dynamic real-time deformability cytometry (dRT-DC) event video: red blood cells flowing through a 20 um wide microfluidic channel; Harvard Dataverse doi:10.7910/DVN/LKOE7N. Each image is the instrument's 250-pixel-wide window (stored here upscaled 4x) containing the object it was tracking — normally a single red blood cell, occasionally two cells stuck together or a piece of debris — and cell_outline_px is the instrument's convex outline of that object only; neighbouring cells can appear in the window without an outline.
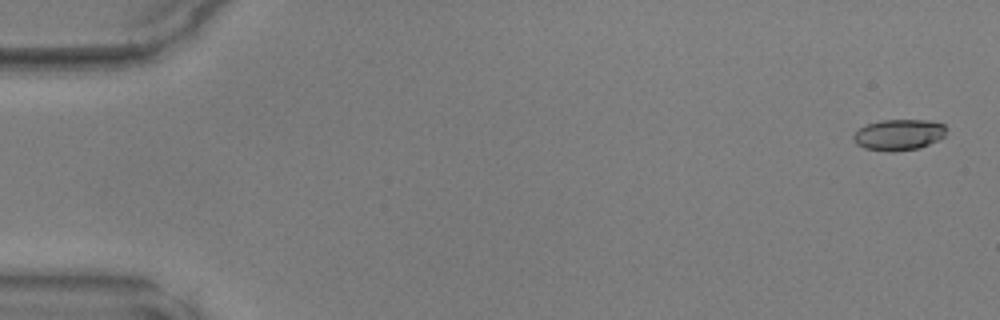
{"species": "common noctule bat (a hibernating species)", "species_latin": "Nyctalus noctula", "temperature_condition": "warm", "stored_images_in_passage": 43, "camera_frame_rate_fps": 3000, "um_per_image_px": 0.085, "animal": {"sex": "male", "body_mass_g": 17.9, "forearm_length_mm": 54.2}, "frame": {"image": 1, "passage_image": 2, "time_ms": 0.333, "image_size_px": [1000, 320], "cell_outline_px": [[944, 136], [920, 148], [892, 152], [864, 148], [856, 144], [852, 140], [852, 136], [860, 128], [868, 124], [880, 120], [928, 120], [944, 124]], "centroid_in_image_um": [76.35, 11.46], "position_along_channel_um": 8.6, "area_um2": 16.65}}
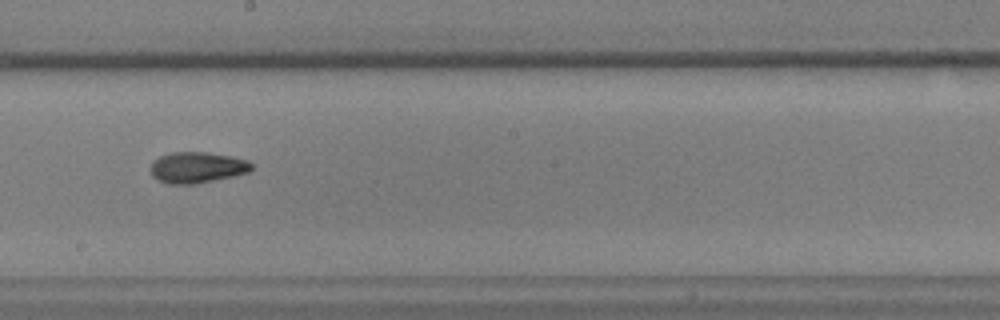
{"frame": {"image": 2, "passage_image": 28, "time_ms": 9.0, "image_size_px": [1000, 320], "cell_outline_px": [[252, 168], [248, 172], [232, 176], [192, 184], [168, 184], [156, 180], [152, 176], [152, 160], [160, 156], [172, 152], [208, 152], [232, 156], [248, 160], [252, 164]], "centroid_in_image_um": [16.73, 14.22], "position_along_channel_um": 231.5, "area_um2": 18.21}}
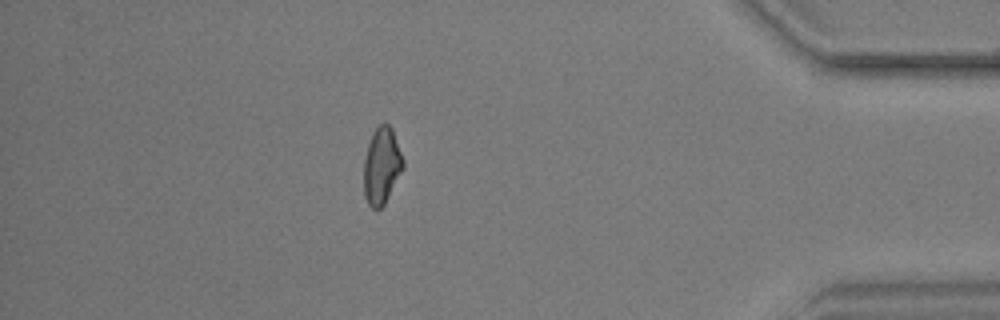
{"frame": {"image": 3, "passage_image": 43, "time_ms": 14.0, "image_size_px": [1000, 320], "cell_outline_px": [[404, 168], [384, 204], [376, 212], [368, 204], [364, 196], [364, 160], [368, 144], [372, 132], [380, 124], [388, 124], [392, 128], [404, 160]], "centroid_in_image_um": [32.44, 14.11], "position_along_channel_um": 402.8, "area_um2": 17.63}}